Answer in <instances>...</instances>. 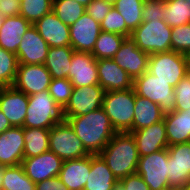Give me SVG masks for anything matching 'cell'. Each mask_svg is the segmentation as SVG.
<instances>
[{
	"mask_svg": "<svg viewBox=\"0 0 190 190\" xmlns=\"http://www.w3.org/2000/svg\"><path fill=\"white\" fill-rule=\"evenodd\" d=\"M36 190H69V189L57 176L36 183Z\"/></svg>",
	"mask_w": 190,
	"mask_h": 190,
	"instance_id": "obj_45",
	"label": "cell"
},
{
	"mask_svg": "<svg viewBox=\"0 0 190 190\" xmlns=\"http://www.w3.org/2000/svg\"><path fill=\"white\" fill-rule=\"evenodd\" d=\"M70 46L74 51L92 53L101 32L100 23L86 12L70 27Z\"/></svg>",
	"mask_w": 190,
	"mask_h": 190,
	"instance_id": "obj_13",
	"label": "cell"
},
{
	"mask_svg": "<svg viewBox=\"0 0 190 190\" xmlns=\"http://www.w3.org/2000/svg\"><path fill=\"white\" fill-rule=\"evenodd\" d=\"M188 66V55L170 50L151 54L147 71L175 87L187 75Z\"/></svg>",
	"mask_w": 190,
	"mask_h": 190,
	"instance_id": "obj_6",
	"label": "cell"
},
{
	"mask_svg": "<svg viewBox=\"0 0 190 190\" xmlns=\"http://www.w3.org/2000/svg\"><path fill=\"white\" fill-rule=\"evenodd\" d=\"M150 54L140 50L136 43L126 37L113 60L134 80L148 70Z\"/></svg>",
	"mask_w": 190,
	"mask_h": 190,
	"instance_id": "obj_15",
	"label": "cell"
},
{
	"mask_svg": "<svg viewBox=\"0 0 190 190\" xmlns=\"http://www.w3.org/2000/svg\"><path fill=\"white\" fill-rule=\"evenodd\" d=\"M176 103L174 110L186 111L190 109V79L186 75L174 87Z\"/></svg>",
	"mask_w": 190,
	"mask_h": 190,
	"instance_id": "obj_40",
	"label": "cell"
},
{
	"mask_svg": "<svg viewBox=\"0 0 190 190\" xmlns=\"http://www.w3.org/2000/svg\"><path fill=\"white\" fill-rule=\"evenodd\" d=\"M28 109V96L12 87H0V110L12 127H23Z\"/></svg>",
	"mask_w": 190,
	"mask_h": 190,
	"instance_id": "obj_18",
	"label": "cell"
},
{
	"mask_svg": "<svg viewBox=\"0 0 190 190\" xmlns=\"http://www.w3.org/2000/svg\"><path fill=\"white\" fill-rule=\"evenodd\" d=\"M52 11L70 27L85 13V6L75 0H53Z\"/></svg>",
	"mask_w": 190,
	"mask_h": 190,
	"instance_id": "obj_34",
	"label": "cell"
},
{
	"mask_svg": "<svg viewBox=\"0 0 190 190\" xmlns=\"http://www.w3.org/2000/svg\"><path fill=\"white\" fill-rule=\"evenodd\" d=\"M1 190H36V184L25 174L23 166H8L3 170Z\"/></svg>",
	"mask_w": 190,
	"mask_h": 190,
	"instance_id": "obj_30",
	"label": "cell"
},
{
	"mask_svg": "<svg viewBox=\"0 0 190 190\" xmlns=\"http://www.w3.org/2000/svg\"><path fill=\"white\" fill-rule=\"evenodd\" d=\"M178 190H190V181L188 183H186L182 188H180Z\"/></svg>",
	"mask_w": 190,
	"mask_h": 190,
	"instance_id": "obj_50",
	"label": "cell"
},
{
	"mask_svg": "<svg viewBox=\"0 0 190 190\" xmlns=\"http://www.w3.org/2000/svg\"><path fill=\"white\" fill-rule=\"evenodd\" d=\"M20 4V16L32 25L50 13L53 8V0H20Z\"/></svg>",
	"mask_w": 190,
	"mask_h": 190,
	"instance_id": "obj_35",
	"label": "cell"
},
{
	"mask_svg": "<svg viewBox=\"0 0 190 190\" xmlns=\"http://www.w3.org/2000/svg\"><path fill=\"white\" fill-rule=\"evenodd\" d=\"M165 9L166 1L164 0H144L142 10L143 22H151L152 20H164Z\"/></svg>",
	"mask_w": 190,
	"mask_h": 190,
	"instance_id": "obj_41",
	"label": "cell"
},
{
	"mask_svg": "<svg viewBox=\"0 0 190 190\" xmlns=\"http://www.w3.org/2000/svg\"><path fill=\"white\" fill-rule=\"evenodd\" d=\"M52 77L44 64H18L13 87L27 96L48 90Z\"/></svg>",
	"mask_w": 190,
	"mask_h": 190,
	"instance_id": "obj_12",
	"label": "cell"
},
{
	"mask_svg": "<svg viewBox=\"0 0 190 190\" xmlns=\"http://www.w3.org/2000/svg\"><path fill=\"white\" fill-rule=\"evenodd\" d=\"M168 145L190 142V109L164 114Z\"/></svg>",
	"mask_w": 190,
	"mask_h": 190,
	"instance_id": "obj_25",
	"label": "cell"
},
{
	"mask_svg": "<svg viewBox=\"0 0 190 190\" xmlns=\"http://www.w3.org/2000/svg\"><path fill=\"white\" fill-rule=\"evenodd\" d=\"M49 48L36 27L31 25L22 36V41L19 44L16 54L18 64H44Z\"/></svg>",
	"mask_w": 190,
	"mask_h": 190,
	"instance_id": "obj_16",
	"label": "cell"
},
{
	"mask_svg": "<svg viewBox=\"0 0 190 190\" xmlns=\"http://www.w3.org/2000/svg\"><path fill=\"white\" fill-rule=\"evenodd\" d=\"M188 61H189V65H190V54L188 55Z\"/></svg>",
	"mask_w": 190,
	"mask_h": 190,
	"instance_id": "obj_54",
	"label": "cell"
},
{
	"mask_svg": "<svg viewBox=\"0 0 190 190\" xmlns=\"http://www.w3.org/2000/svg\"><path fill=\"white\" fill-rule=\"evenodd\" d=\"M23 127H12L0 133V165L17 166L24 159Z\"/></svg>",
	"mask_w": 190,
	"mask_h": 190,
	"instance_id": "obj_20",
	"label": "cell"
},
{
	"mask_svg": "<svg viewBox=\"0 0 190 190\" xmlns=\"http://www.w3.org/2000/svg\"><path fill=\"white\" fill-rule=\"evenodd\" d=\"M144 0H117L113 7L124 18L127 28L133 32L142 22Z\"/></svg>",
	"mask_w": 190,
	"mask_h": 190,
	"instance_id": "obj_32",
	"label": "cell"
},
{
	"mask_svg": "<svg viewBox=\"0 0 190 190\" xmlns=\"http://www.w3.org/2000/svg\"><path fill=\"white\" fill-rule=\"evenodd\" d=\"M69 80L74 88L99 85L97 59L91 53L74 51Z\"/></svg>",
	"mask_w": 190,
	"mask_h": 190,
	"instance_id": "obj_17",
	"label": "cell"
},
{
	"mask_svg": "<svg viewBox=\"0 0 190 190\" xmlns=\"http://www.w3.org/2000/svg\"><path fill=\"white\" fill-rule=\"evenodd\" d=\"M125 36L101 31L96 40L92 55L98 59L113 58L118 52Z\"/></svg>",
	"mask_w": 190,
	"mask_h": 190,
	"instance_id": "obj_31",
	"label": "cell"
},
{
	"mask_svg": "<svg viewBox=\"0 0 190 190\" xmlns=\"http://www.w3.org/2000/svg\"><path fill=\"white\" fill-rule=\"evenodd\" d=\"M112 190H124V188H123L122 184L118 181V182L114 185V187H113Z\"/></svg>",
	"mask_w": 190,
	"mask_h": 190,
	"instance_id": "obj_48",
	"label": "cell"
},
{
	"mask_svg": "<svg viewBox=\"0 0 190 190\" xmlns=\"http://www.w3.org/2000/svg\"><path fill=\"white\" fill-rule=\"evenodd\" d=\"M49 151L56 154L63 161L91 155L65 119L50 128Z\"/></svg>",
	"mask_w": 190,
	"mask_h": 190,
	"instance_id": "obj_7",
	"label": "cell"
},
{
	"mask_svg": "<svg viewBox=\"0 0 190 190\" xmlns=\"http://www.w3.org/2000/svg\"><path fill=\"white\" fill-rule=\"evenodd\" d=\"M12 128L9 120L0 110V133H3L5 130Z\"/></svg>",
	"mask_w": 190,
	"mask_h": 190,
	"instance_id": "obj_46",
	"label": "cell"
},
{
	"mask_svg": "<svg viewBox=\"0 0 190 190\" xmlns=\"http://www.w3.org/2000/svg\"><path fill=\"white\" fill-rule=\"evenodd\" d=\"M63 118L72 126L85 149L93 155L99 154L116 133L103 108L85 115Z\"/></svg>",
	"mask_w": 190,
	"mask_h": 190,
	"instance_id": "obj_1",
	"label": "cell"
},
{
	"mask_svg": "<svg viewBox=\"0 0 190 190\" xmlns=\"http://www.w3.org/2000/svg\"><path fill=\"white\" fill-rule=\"evenodd\" d=\"M171 34L172 28L164 20H152L142 22L130 38L140 50L151 55L171 50Z\"/></svg>",
	"mask_w": 190,
	"mask_h": 190,
	"instance_id": "obj_5",
	"label": "cell"
},
{
	"mask_svg": "<svg viewBox=\"0 0 190 190\" xmlns=\"http://www.w3.org/2000/svg\"><path fill=\"white\" fill-rule=\"evenodd\" d=\"M164 114L165 113L157 103H154L145 97L136 95L133 131L140 130L163 120Z\"/></svg>",
	"mask_w": 190,
	"mask_h": 190,
	"instance_id": "obj_28",
	"label": "cell"
},
{
	"mask_svg": "<svg viewBox=\"0 0 190 190\" xmlns=\"http://www.w3.org/2000/svg\"><path fill=\"white\" fill-rule=\"evenodd\" d=\"M105 1L106 3H109L111 5H114V3L117 1V0H103Z\"/></svg>",
	"mask_w": 190,
	"mask_h": 190,
	"instance_id": "obj_51",
	"label": "cell"
},
{
	"mask_svg": "<svg viewBox=\"0 0 190 190\" xmlns=\"http://www.w3.org/2000/svg\"><path fill=\"white\" fill-rule=\"evenodd\" d=\"M20 0H0V15L11 17L20 15Z\"/></svg>",
	"mask_w": 190,
	"mask_h": 190,
	"instance_id": "obj_44",
	"label": "cell"
},
{
	"mask_svg": "<svg viewBox=\"0 0 190 190\" xmlns=\"http://www.w3.org/2000/svg\"><path fill=\"white\" fill-rule=\"evenodd\" d=\"M91 169V155L64 160L59 173L60 180L69 190H83Z\"/></svg>",
	"mask_w": 190,
	"mask_h": 190,
	"instance_id": "obj_23",
	"label": "cell"
},
{
	"mask_svg": "<svg viewBox=\"0 0 190 190\" xmlns=\"http://www.w3.org/2000/svg\"><path fill=\"white\" fill-rule=\"evenodd\" d=\"M4 19H5V17H3L2 15H0V27H1L2 23L4 22Z\"/></svg>",
	"mask_w": 190,
	"mask_h": 190,
	"instance_id": "obj_52",
	"label": "cell"
},
{
	"mask_svg": "<svg viewBox=\"0 0 190 190\" xmlns=\"http://www.w3.org/2000/svg\"><path fill=\"white\" fill-rule=\"evenodd\" d=\"M5 166L0 165V190H1V186H2V182H3V170H4Z\"/></svg>",
	"mask_w": 190,
	"mask_h": 190,
	"instance_id": "obj_47",
	"label": "cell"
},
{
	"mask_svg": "<svg viewBox=\"0 0 190 190\" xmlns=\"http://www.w3.org/2000/svg\"><path fill=\"white\" fill-rule=\"evenodd\" d=\"M63 119L62 109L48 90L28 96V109L23 128L50 129Z\"/></svg>",
	"mask_w": 190,
	"mask_h": 190,
	"instance_id": "obj_4",
	"label": "cell"
},
{
	"mask_svg": "<svg viewBox=\"0 0 190 190\" xmlns=\"http://www.w3.org/2000/svg\"><path fill=\"white\" fill-rule=\"evenodd\" d=\"M100 28L103 32L116 33L125 37H130L132 33L127 28L124 18L114 7L100 23Z\"/></svg>",
	"mask_w": 190,
	"mask_h": 190,
	"instance_id": "obj_38",
	"label": "cell"
},
{
	"mask_svg": "<svg viewBox=\"0 0 190 190\" xmlns=\"http://www.w3.org/2000/svg\"><path fill=\"white\" fill-rule=\"evenodd\" d=\"M113 5L103 0H92L86 7L85 12L95 21L101 23L112 9Z\"/></svg>",
	"mask_w": 190,
	"mask_h": 190,
	"instance_id": "obj_42",
	"label": "cell"
},
{
	"mask_svg": "<svg viewBox=\"0 0 190 190\" xmlns=\"http://www.w3.org/2000/svg\"><path fill=\"white\" fill-rule=\"evenodd\" d=\"M99 155L118 181L136 173L139 154L130 132H116Z\"/></svg>",
	"mask_w": 190,
	"mask_h": 190,
	"instance_id": "obj_2",
	"label": "cell"
},
{
	"mask_svg": "<svg viewBox=\"0 0 190 190\" xmlns=\"http://www.w3.org/2000/svg\"><path fill=\"white\" fill-rule=\"evenodd\" d=\"M62 164L63 160L51 151L38 156L24 158L21 163L25 174L35 184L48 178L59 176Z\"/></svg>",
	"mask_w": 190,
	"mask_h": 190,
	"instance_id": "obj_14",
	"label": "cell"
},
{
	"mask_svg": "<svg viewBox=\"0 0 190 190\" xmlns=\"http://www.w3.org/2000/svg\"><path fill=\"white\" fill-rule=\"evenodd\" d=\"M168 149L139 157L136 173L149 190H170L168 181Z\"/></svg>",
	"mask_w": 190,
	"mask_h": 190,
	"instance_id": "obj_9",
	"label": "cell"
},
{
	"mask_svg": "<svg viewBox=\"0 0 190 190\" xmlns=\"http://www.w3.org/2000/svg\"><path fill=\"white\" fill-rule=\"evenodd\" d=\"M75 1L86 7L92 0H75Z\"/></svg>",
	"mask_w": 190,
	"mask_h": 190,
	"instance_id": "obj_49",
	"label": "cell"
},
{
	"mask_svg": "<svg viewBox=\"0 0 190 190\" xmlns=\"http://www.w3.org/2000/svg\"><path fill=\"white\" fill-rule=\"evenodd\" d=\"M124 190H149V186L144 182V179L138 174H130L119 180Z\"/></svg>",
	"mask_w": 190,
	"mask_h": 190,
	"instance_id": "obj_43",
	"label": "cell"
},
{
	"mask_svg": "<svg viewBox=\"0 0 190 190\" xmlns=\"http://www.w3.org/2000/svg\"><path fill=\"white\" fill-rule=\"evenodd\" d=\"M118 182L99 154H91V169L83 190H112Z\"/></svg>",
	"mask_w": 190,
	"mask_h": 190,
	"instance_id": "obj_26",
	"label": "cell"
},
{
	"mask_svg": "<svg viewBox=\"0 0 190 190\" xmlns=\"http://www.w3.org/2000/svg\"><path fill=\"white\" fill-rule=\"evenodd\" d=\"M97 71L99 85L105 92L133 88L131 76L113 60V58L98 59Z\"/></svg>",
	"mask_w": 190,
	"mask_h": 190,
	"instance_id": "obj_19",
	"label": "cell"
},
{
	"mask_svg": "<svg viewBox=\"0 0 190 190\" xmlns=\"http://www.w3.org/2000/svg\"><path fill=\"white\" fill-rule=\"evenodd\" d=\"M187 76H188V78L190 79V65H189L188 68H187Z\"/></svg>",
	"mask_w": 190,
	"mask_h": 190,
	"instance_id": "obj_53",
	"label": "cell"
},
{
	"mask_svg": "<svg viewBox=\"0 0 190 190\" xmlns=\"http://www.w3.org/2000/svg\"><path fill=\"white\" fill-rule=\"evenodd\" d=\"M31 25L20 15L5 17L0 27V46L9 52L17 54L22 36Z\"/></svg>",
	"mask_w": 190,
	"mask_h": 190,
	"instance_id": "obj_24",
	"label": "cell"
},
{
	"mask_svg": "<svg viewBox=\"0 0 190 190\" xmlns=\"http://www.w3.org/2000/svg\"><path fill=\"white\" fill-rule=\"evenodd\" d=\"M105 90L100 85L75 87L62 109L63 117H76L102 108Z\"/></svg>",
	"mask_w": 190,
	"mask_h": 190,
	"instance_id": "obj_10",
	"label": "cell"
},
{
	"mask_svg": "<svg viewBox=\"0 0 190 190\" xmlns=\"http://www.w3.org/2000/svg\"><path fill=\"white\" fill-rule=\"evenodd\" d=\"M136 92L134 88L105 92L102 108L116 132H132Z\"/></svg>",
	"mask_w": 190,
	"mask_h": 190,
	"instance_id": "obj_3",
	"label": "cell"
},
{
	"mask_svg": "<svg viewBox=\"0 0 190 190\" xmlns=\"http://www.w3.org/2000/svg\"><path fill=\"white\" fill-rule=\"evenodd\" d=\"M171 50L185 55L190 54V23L172 28Z\"/></svg>",
	"mask_w": 190,
	"mask_h": 190,
	"instance_id": "obj_39",
	"label": "cell"
},
{
	"mask_svg": "<svg viewBox=\"0 0 190 190\" xmlns=\"http://www.w3.org/2000/svg\"><path fill=\"white\" fill-rule=\"evenodd\" d=\"M164 21L171 28L190 23V0L166 1Z\"/></svg>",
	"mask_w": 190,
	"mask_h": 190,
	"instance_id": "obj_33",
	"label": "cell"
},
{
	"mask_svg": "<svg viewBox=\"0 0 190 190\" xmlns=\"http://www.w3.org/2000/svg\"><path fill=\"white\" fill-rule=\"evenodd\" d=\"M17 69V55L0 46V87H12L14 85Z\"/></svg>",
	"mask_w": 190,
	"mask_h": 190,
	"instance_id": "obj_36",
	"label": "cell"
},
{
	"mask_svg": "<svg viewBox=\"0 0 190 190\" xmlns=\"http://www.w3.org/2000/svg\"><path fill=\"white\" fill-rule=\"evenodd\" d=\"M131 133L136 141L139 157L158 152L169 146L164 119Z\"/></svg>",
	"mask_w": 190,
	"mask_h": 190,
	"instance_id": "obj_21",
	"label": "cell"
},
{
	"mask_svg": "<svg viewBox=\"0 0 190 190\" xmlns=\"http://www.w3.org/2000/svg\"><path fill=\"white\" fill-rule=\"evenodd\" d=\"M168 149L170 190H178L190 181V142L174 144Z\"/></svg>",
	"mask_w": 190,
	"mask_h": 190,
	"instance_id": "obj_11",
	"label": "cell"
},
{
	"mask_svg": "<svg viewBox=\"0 0 190 190\" xmlns=\"http://www.w3.org/2000/svg\"><path fill=\"white\" fill-rule=\"evenodd\" d=\"M73 52L74 50L71 46L49 48L44 65L51 74L52 79H69Z\"/></svg>",
	"mask_w": 190,
	"mask_h": 190,
	"instance_id": "obj_27",
	"label": "cell"
},
{
	"mask_svg": "<svg viewBox=\"0 0 190 190\" xmlns=\"http://www.w3.org/2000/svg\"><path fill=\"white\" fill-rule=\"evenodd\" d=\"M133 88L136 95L157 103L164 113L174 111L176 103L174 87L166 81L158 79L146 71L134 79Z\"/></svg>",
	"mask_w": 190,
	"mask_h": 190,
	"instance_id": "obj_8",
	"label": "cell"
},
{
	"mask_svg": "<svg viewBox=\"0 0 190 190\" xmlns=\"http://www.w3.org/2000/svg\"><path fill=\"white\" fill-rule=\"evenodd\" d=\"M34 26L49 47L70 46V28L53 11L38 20Z\"/></svg>",
	"mask_w": 190,
	"mask_h": 190,
	"instance_id": "obj_22",
	"label": "cell"
},
{
	"mask_svg": "<svg viewBox=\"0 0 190 190\" xmlns=\"http://www.w3.org/2000/svg\"><path fill=\"white\" fill-rule=\"evenodd\" d=\"M73 85L68 78L52 79L48 91L55 102L63 109L68 103L72 92Z\"/></svg>",
	"mask_w": 190,
	"mask_h": 190,
	"instance_id": "obj_37",
	"label": "cell"
},
{
	"mask_svg": "<svg viewBox=\"0 0 190 190\" xmlns=\"http://www.w3.org/2000/svg\"><path fill=\"white\" fill-rule=\"evenodd\" d=\"M49 130L44 128H23L24 158L38 156L49 151Z\"/></svg>",
	"mask_w": 190,
	"mask_h": 190,
	"instance_id": "obj_29",
	"label": "cell"
}]
</instances>
